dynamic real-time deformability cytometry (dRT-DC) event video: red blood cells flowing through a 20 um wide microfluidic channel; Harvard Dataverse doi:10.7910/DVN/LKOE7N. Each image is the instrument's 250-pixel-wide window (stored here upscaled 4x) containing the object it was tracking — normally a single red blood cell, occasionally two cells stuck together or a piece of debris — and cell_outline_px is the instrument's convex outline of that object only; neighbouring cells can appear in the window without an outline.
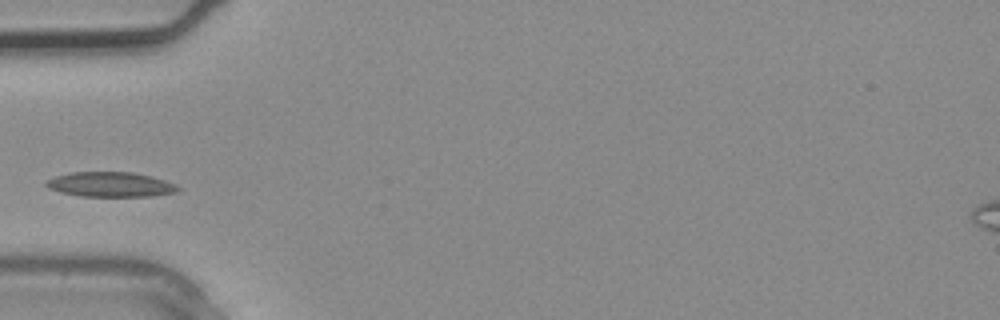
{"species": "common noctule bat (a hibernating species)", "species_latin": "Nyctalus noctula", "temperature_condition": "warm", "stored_images_in_passage": 1, "camera_frame_rate_fps": 3000, "um_per_image_px": 0.085, "animal": {"sex": "male", "body_mass_g": 20.4}, "frame": {"image": 1, "passage_image": 1, "time_ms": 0.0, "image_size_px": [1000, 320], "cell_outline_px": [[180, 188], [176, 192], [152, 196], [80, 196], [60, 192], [48, 188], [44, 184], [44, 180], [56, 176], [72, 172], [132, 172], [152, 176], [176, 184]], "centroid_in_image_um": [9.36, 15.67], "position_along_channel_um": 75.6, "area_um2": 19.13}}